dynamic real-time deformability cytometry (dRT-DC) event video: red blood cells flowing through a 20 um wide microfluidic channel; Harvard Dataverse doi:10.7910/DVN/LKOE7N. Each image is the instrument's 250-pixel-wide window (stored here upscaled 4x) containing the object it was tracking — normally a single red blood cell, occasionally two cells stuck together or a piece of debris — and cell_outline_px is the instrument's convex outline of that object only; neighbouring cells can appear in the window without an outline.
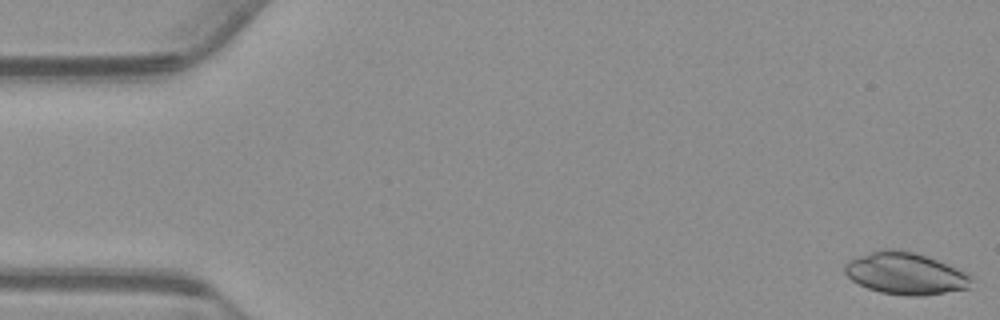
{"species": "common noctule bat (a hibernating species)", "species_latin": "Nyctalus noctula", "temperature_condition": "warm", "stored_images_in_passage": 55, "camera_frame_rate_fps": 3000, "um_per_image_px": 0.085, "animal": {"sex": "male", "body_mass_g": 23.1, "forearm_length_mm": 52.7}, "frame": {"image": 1, "passage_image": 1, "time_ms": 0.0, "image_size_px": [1000, 320], "cell_outline_px": [[972, 280], [968, 288], [920, 296], [908, 296], [880, 292], [868, 288], [852, 280], [844, 272], [844, 264], [848, 260], [880, 248], [900, 248], [948, 264], [968, 272], [972, 276]], "centroid_in_image_um": [76.95, 23.22], "position_along_channel_um": 8.1, "area_um2": 30.98}}